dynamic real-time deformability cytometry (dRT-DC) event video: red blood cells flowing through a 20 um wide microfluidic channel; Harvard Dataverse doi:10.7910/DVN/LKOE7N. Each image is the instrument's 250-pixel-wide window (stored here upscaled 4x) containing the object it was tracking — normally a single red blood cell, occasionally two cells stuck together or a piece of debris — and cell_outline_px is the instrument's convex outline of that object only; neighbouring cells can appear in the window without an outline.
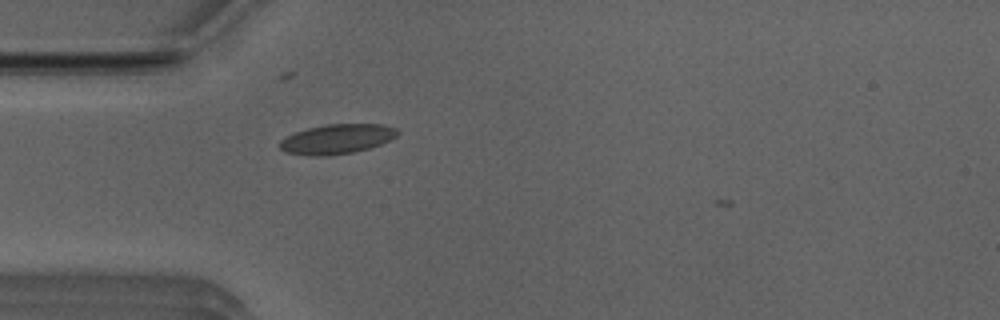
{"species": "Egyptian fruit bat (a non-hibernating species)", "species_latin": "Rousettus aegyptiacus", "temperature_condition": "room temperature", "stored_images_in_passage": 3, "camera_frame_rate_fps": 3000, "um_per_image_px": 0.085, "animal": {"sex": "male"}, "frame": {"image": 1, "passage_image": 2, "time_ms": 0.333, "image_size_px": [1000, 320], "cell_outline_px": [[400, 132], [396, 136], [380, 144], [368, 148], [352, 152], [324, 156], [312, 156], [284, 152], [280, 148], [280, 140], [296, 132], [308, 128], [328, 124], [380, 124], [396, 128]], "centroid_in_image_um": [28.63, 11.82], "position_along_channel_um": 56.4, "area_um2": 20.11}}